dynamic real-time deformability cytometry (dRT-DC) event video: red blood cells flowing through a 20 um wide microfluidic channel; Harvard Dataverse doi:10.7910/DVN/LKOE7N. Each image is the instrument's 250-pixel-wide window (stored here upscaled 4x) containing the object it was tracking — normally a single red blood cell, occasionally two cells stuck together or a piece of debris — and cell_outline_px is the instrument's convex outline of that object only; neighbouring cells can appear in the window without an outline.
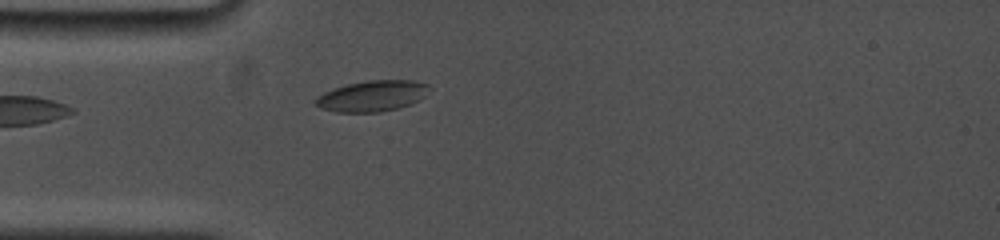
{"species": "common noctule bat (a hibernating species)", "species_latin": "Nyctalus noctula", "temperature_condition": "cold", "stored_images_in_passage": 32, "camera_frame_rate_fps": 5000, "um_per_image_px": 0.085, "animal": {"sex": "female", "body_mass_g": 19.0, "forearm_length_mm": 53.3}, "frame": {"image": 1, "passage_image": 1, "time_ms": 0.0, "image_size_px": [1000, 240], "cell_outline_px": [[432, 88], [420, 100], [400, 108], [380, 112], [336, 112], [320, 108], [312, 100], [316, 96], [324, 92], [348, 84], [368, 80], [412, 80], [428, 84]], "centroid_in_image_um": [31.65, 8.16], "position_along_channel_um": 53.3, "area_um2": 20.63}}
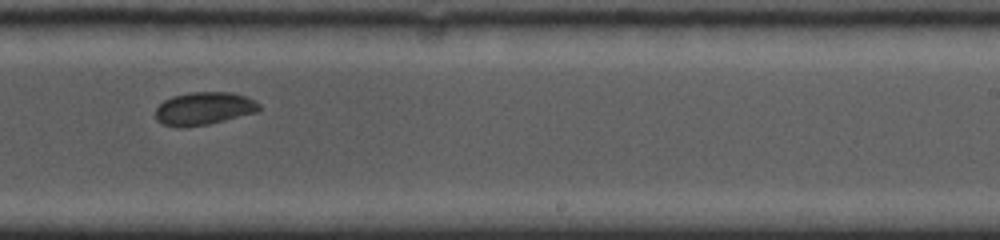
{"frame": {"image": 2, "passage_image": 18, "time_ms": 6.0, "image_size_px": [1000, 240], "cell_outline_px": [[260, 108], [256, 112], [208, 124], [184, 128], [176, 128], [164, 124], [156, 120], [156, 108], [164, 100], [172, 96], [192, 92], [232, 92], [248, 96], [256, 100], [260, 104]], "centroid_in_image_um": [17.33, 9.22], "position_along_channel_um": 271.7, "area_um2": 20.0}}
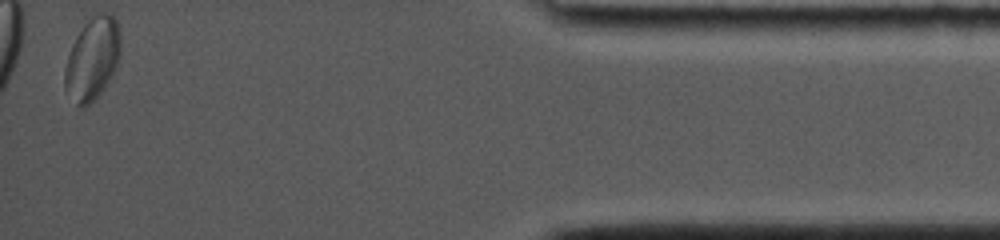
{"frame": {"image": 3, "passage_image": 32, "time_ms": 11.6, "image_size_px": [1000, 240], "cell_outline_px": [[120, 56], [112, 76], [104, 88], [84, 108], [80, 108], [64, 92], [64, 68], [72, 44], [76, 36], [84, 24], [92, 16], [100, 12], [108, 12], [116, 20], [120, 32]], "centroid_in_image_um": [7.84, 5.0], "position_along_channel_um": 427.4, "area_um2": 26.93}, "authors_computed_cell_mechanics": {"area_um2": 20.4034, "velocity_mm_per_s": 3.7364, "shape_relaxation_time_tau1_ms": 4.4344, "shape_relaxation_time_tau2_ms": 2.2454, "deformation_change_tau1": 0.0785, "deformation_change_tau2": 0.0377}}